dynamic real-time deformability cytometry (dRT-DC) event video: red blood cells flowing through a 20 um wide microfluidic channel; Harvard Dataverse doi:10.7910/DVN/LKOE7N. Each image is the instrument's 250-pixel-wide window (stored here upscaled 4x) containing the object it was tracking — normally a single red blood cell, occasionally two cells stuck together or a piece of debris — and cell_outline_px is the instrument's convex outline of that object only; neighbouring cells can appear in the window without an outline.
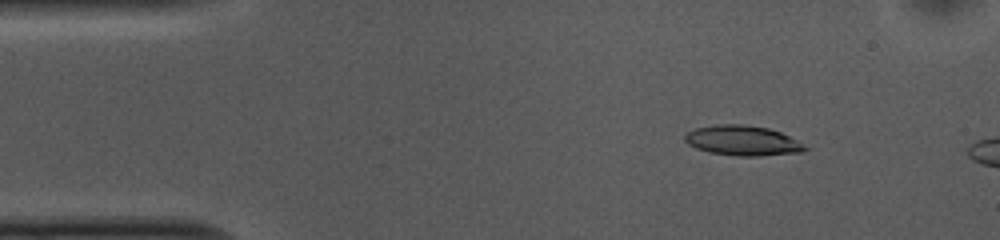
{"species": "common noctule bat (a hibernating species)", "species_latin": "Nyctalus noctula", "temperature_condition": "cold", "stored_images_in_passage": 11, "camera_frame_rate_fps": 3000, "um_per_image_px": 0.085, "animal": {"sex": "female", "body_mass_g": 10.0, "forearm_length_mm": 53.1}, "frame": {"image": 1, "passage_image": 7, "time_ms": 2.0, "image_size_px": [1000, 240], "cell_outline_px": [[808, 148], [804, 152], [760, 156], [736, 156], [708, 152], [696, 148], [688, 144], [684, 140], [684, 136], [688, 132], [696, 128], [716, 124], [744, 124], [768, 128], [780, 132], [788, 136]], "centroid_in_image_um": [63.09, 11.95], "position_along_channel_um": 21.9, "area_um2": 20.98}}